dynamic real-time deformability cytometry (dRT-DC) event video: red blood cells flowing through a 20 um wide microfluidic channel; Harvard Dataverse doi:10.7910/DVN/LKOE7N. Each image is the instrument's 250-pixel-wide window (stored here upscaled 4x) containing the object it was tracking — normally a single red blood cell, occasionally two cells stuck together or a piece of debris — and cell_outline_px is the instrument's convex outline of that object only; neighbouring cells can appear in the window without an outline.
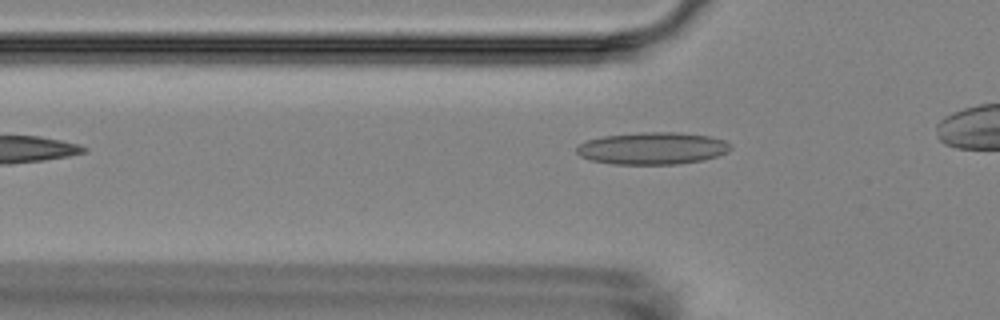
{"species": "Egyptian fruit bat (a non-hibernating species)", "species_latin": "Rousettus aegyptiacus", "temperature_condition": "room temperature", "stored_images_in_passage": 2, "camera_frame_rate_fps": 3000, "um_per_image_px": 0.085, "animal": {"sex": "female"}, "frame": {"image": 1, "passage_image": 2, "time_ms": 1.333, "image_size_px": [1000, 320], "cell_outline_px": [[732, 148], [728, 152], [704, 160], [676, 164], [612, 164], [592, 160], [580, 156], [576, 152], [576, 148], [580, 144], [588, 140], [604, 136], [640, 132], [680, 132], [712, 136], [724, 140], [732, 144]], "centroid_in_image_um": [55.51, 12.6], "position_along_channel_um": 70.3, "area_um2": 29.02}}